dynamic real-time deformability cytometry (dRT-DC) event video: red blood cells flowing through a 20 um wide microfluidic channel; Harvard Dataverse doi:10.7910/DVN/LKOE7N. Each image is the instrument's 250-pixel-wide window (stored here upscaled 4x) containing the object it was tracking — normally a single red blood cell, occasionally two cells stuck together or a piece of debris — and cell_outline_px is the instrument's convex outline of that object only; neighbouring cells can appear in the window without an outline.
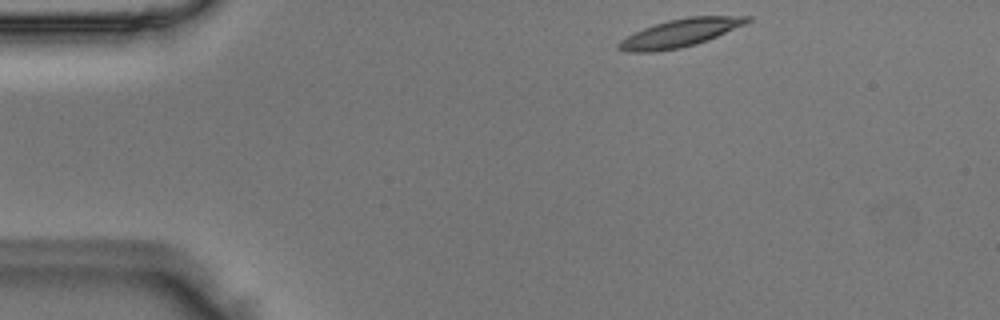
{"species": "Egyptian fruit bat (a non-hibernating species)", "species_latin": "Rousettus aegyptiacus", "temperature_condition": "room temperature", "stored_images_in_passage": 45, "camera_frame_rate_fps": 3000, "um_per_image_px": 0.085, "animal": {"sex": "male"}, "frame": {"image": 1, "passage_image": 1, "time_ms": 0.0, "image_size_px": [1000, 320], "cell_outline_px": [[752, 20], [744, 24], [708, 40], [696, 44], [680, 48], [652, 52], [628, 52], [616, 48], [616, 44], [620, 40], [644, 28], [668, 20], [688, 16], [752, 16]], "centroid_in_image_um": [57.79, 2.81], "position_along_channel_um": 27.2, "area_um2": 20.75}}
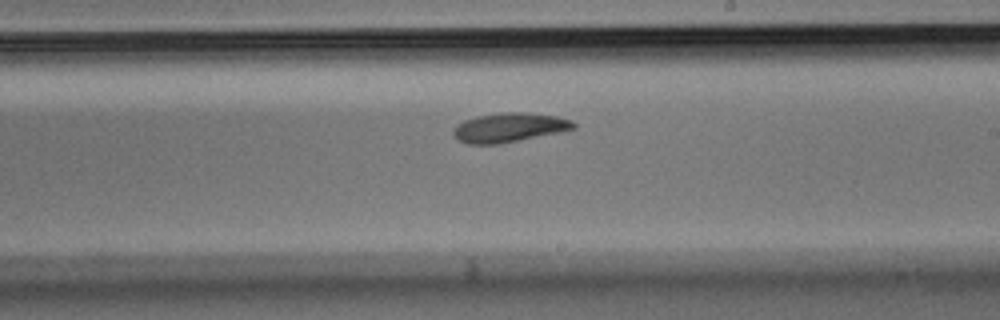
{"frame": {"image": 2, "passage_image": 23, "time_ms": 7.333, "image_size_px": [1000, 320], "cell_outline_px": [[576, 128], [560, 132], [496, 144], [468, 144], [456, 140], [452, 136], [452, 132], [456, 124], [464, 120], [476, 116], [504, 112], [524, 112], [556, 116], [572, 120], [576, 124]], "centroid_in_image_um": [43.24, 10.83], "position_along_channel_um": 245.8, "area_um2": 20.52}}
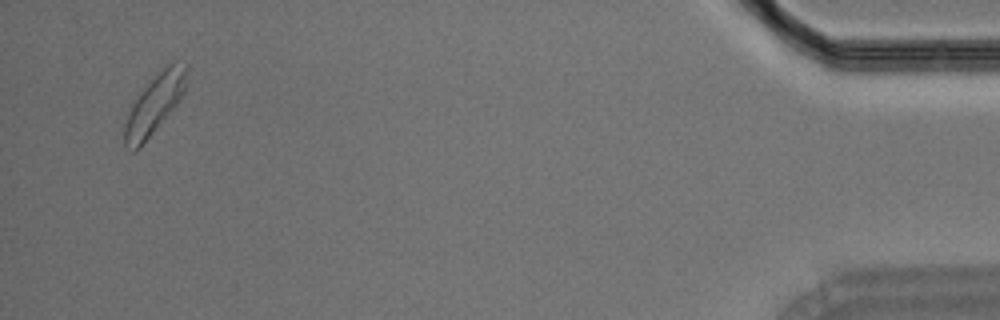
{"frame": {"image": 3, "passage_image": 43, "time_ms": 14.0, "image_size_px": [1000, 320], "cell_outline_px": [[188, 72], [184, 92], [180, 100], [140, 148], [132, 152], [124, 144], [124, 124], [132, 104], [140, 92], [168, 64], [188, 64]], "centroid_in_image_um": [13.13, 8.9], "position_along_channel_um": 422.1, "area_um2": 20.92}}